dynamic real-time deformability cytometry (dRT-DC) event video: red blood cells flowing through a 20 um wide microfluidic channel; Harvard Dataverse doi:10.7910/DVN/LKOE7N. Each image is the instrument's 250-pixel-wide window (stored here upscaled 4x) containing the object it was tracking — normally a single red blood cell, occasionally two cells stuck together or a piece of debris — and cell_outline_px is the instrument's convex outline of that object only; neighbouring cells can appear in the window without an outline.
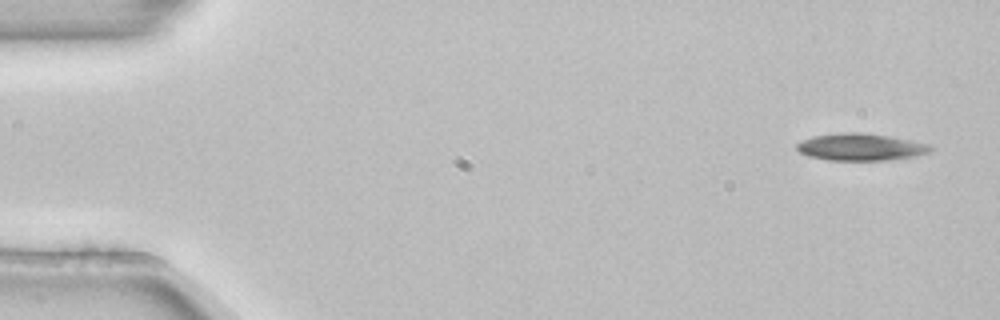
{"species": "common noctule bat (a hibernating species)", "species_latin": "Nyctalus noctula", "temperature_condition": "room temperature", "stored_images_in_passage": 5, "camera_frame_rate_fps": 3000, "um_per_image_px": 0.085, "animal": {"sex": "female", "body_mass_g": 22.7, "forearm_length_mm": 54.2}, "frame": {"image": 1, "passage_image": 1, "time_ms": 0.0, "image_size_px": [1000, 320], "cell_outline_px": [[932, 148], [928, 152], [916, 156], [888, 160], [828, 160], [808, 156], [800, 152], [796, 148], [796, 144], [800, 140], [816, 136], [844, 132], [864, 132], [912, 140], [928, 144]], "centroid_in_image_um": [73.14, 12.49], "position_along_channel_um": 11.9, "area_um2": 21.04}}
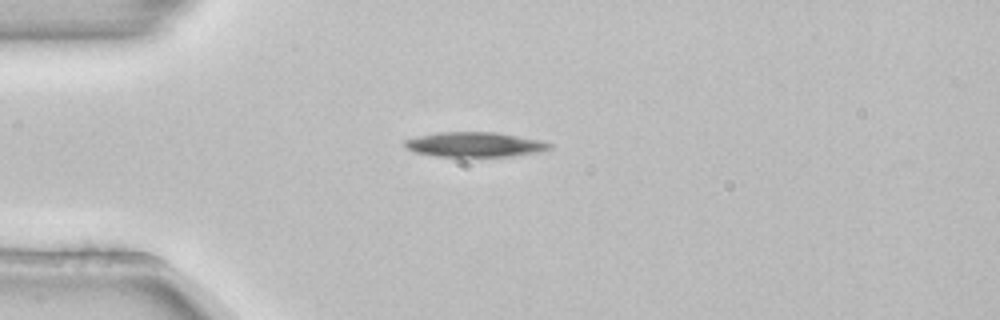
{"frame": {"image": 2, "passage_image": 4, "time_ms": 1.0, "image_size_px": [1000, 320], "cell_outline_px": [[552, 148], [544, 152], [512, 156], [436, 156], [416, 152], [404, 148], [404, 140], [436, 132], [496, 132], [544, 140], [552, 144]], "centroid_in_image_um": [40.43, 12.28], "position_along_channel_um": 44.6, "area_um2": 21.15}}
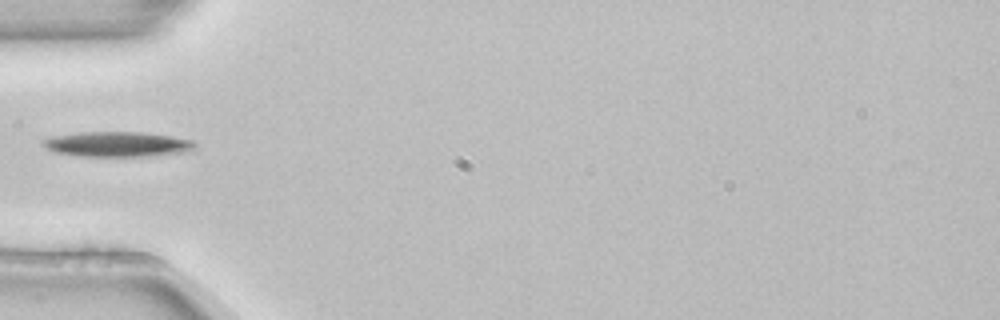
{"frame": {"image": 3, "passage_image": 5, "time_ms": 1.333, "image_size_px": [1000, 320], "cell_outline_px": [[196, 144], [192, 148], [184, 152], [148, 156], [80, 156], [56, 152], [40, 144], [44, 140], [52, 136], [80, 132], [140, 132], [168, 136], [192, 140]], "centroid_in_image_um": [9.93, 12.25], "position_along_channel_um": 75.1, "area_um2": 21.85}}